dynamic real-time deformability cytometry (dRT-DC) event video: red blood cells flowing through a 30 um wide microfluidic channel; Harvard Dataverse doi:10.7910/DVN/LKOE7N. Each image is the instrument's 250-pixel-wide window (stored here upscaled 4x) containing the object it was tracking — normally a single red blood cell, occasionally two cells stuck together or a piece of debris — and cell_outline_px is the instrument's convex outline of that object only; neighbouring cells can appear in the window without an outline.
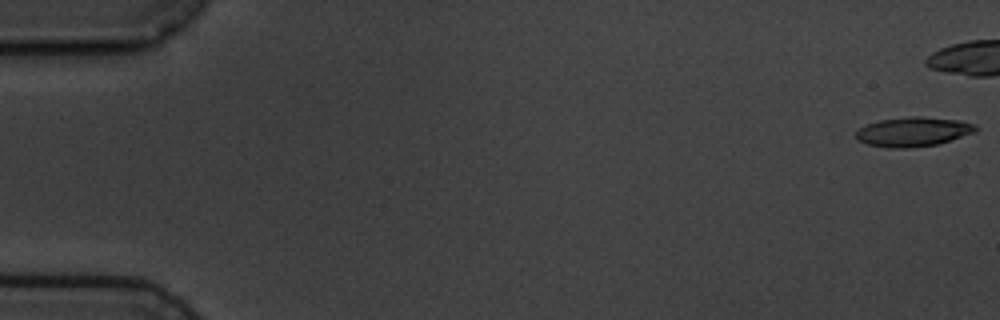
{"species": "common noctule bat (a hibernating species)", "species_latin": "Nyctalus noctula", "temperature_condition": "cold", "stored_images_in_passage": 5, "camera_frame_rate_fps": 3000, "um_per_image_px": 0.085, "animal": {"sex": "male", "body_mass_g": 19.5, "forearm_length_mm": 54.6}, "frame": {"image": 1, "passage_image": 1, "time_ms": 0.0, "image_size_px": [1000, 320], "cell_outline_px": [[980, 128], [976, 132], [936, 144], [904, 148], [888, 148], [868, 144], [856, 140], [856, 132], [860, 128], [868, 124], [880, 120], [908, 116], [920, 116], [960, 120], [976, 124]], "centroid_in_image_um": [77.65, 11.19], "position_along_channel_um": 7.4, "area_um2": 20.52}}